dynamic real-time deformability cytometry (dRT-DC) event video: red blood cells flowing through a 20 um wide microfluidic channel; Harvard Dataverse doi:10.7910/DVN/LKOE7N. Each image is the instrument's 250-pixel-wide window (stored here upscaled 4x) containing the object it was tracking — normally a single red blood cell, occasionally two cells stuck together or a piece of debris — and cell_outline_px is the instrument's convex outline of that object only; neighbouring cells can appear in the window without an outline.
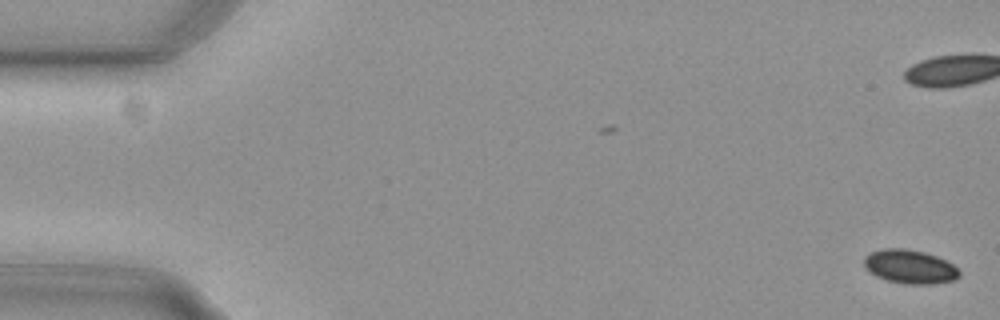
{"species": "common noctule bat (a hibernating species)", "species_latin": "Nyctalus noctula", "temperature_condition": "cold", "stored_images_in_passage": 7, "camera_frame_rate_fps": 3000, "um_per_image_px": 0.085, "animal": {"sex": "female", "body_mass_g": 29.2, "forearm_length_mm": 56.3}, "frame": {"image": 1, "passage_image": 1, "time_ms": 0.0, "image_size_px": [1000, 320], "cell_outline_px": [[960, 276], [956, 280], [932, 284], [904, 284], [888, 280], [876, 276], [868, 272], [864, 268], [864, 256], [868, 252], [884, 248], [904, 248], [924, 252], [936, 256], [952, 264], [960, 272]], "centroid_in_image_um": [77.3, 22.67], "position_along_channel_um": 7.7, "area_um2": 18.96}}